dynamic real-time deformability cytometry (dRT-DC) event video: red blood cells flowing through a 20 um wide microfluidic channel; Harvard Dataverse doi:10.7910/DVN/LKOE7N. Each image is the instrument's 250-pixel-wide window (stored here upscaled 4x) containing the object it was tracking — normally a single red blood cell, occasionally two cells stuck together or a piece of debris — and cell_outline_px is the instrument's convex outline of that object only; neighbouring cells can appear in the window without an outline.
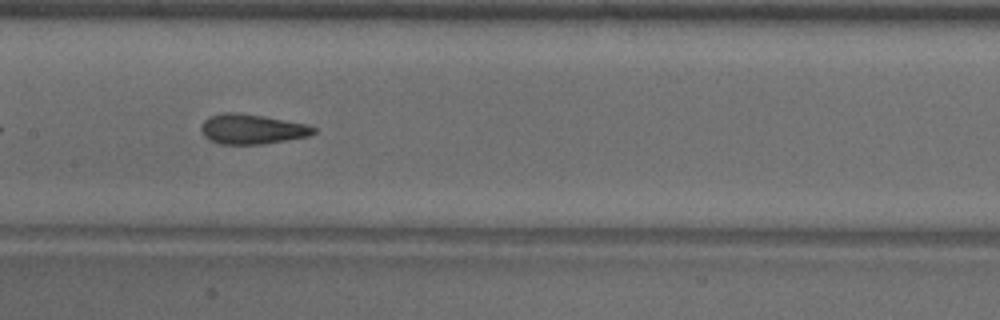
{"species": "common noctule bat (a hibernating species)", "species_latin": "Nyctalus noctula", "temperature_condition": "warm", "stored_images_in_passage": 39, "camera_frame_rate_fps": 3000, "um_per_image_px": 0.085, "animal": {"sex": "male", "body_mass_g": 18.8}, "frame": {"image": 1, "passage_image": 12, "time_ms": 3.667, "image_size_px": [1000, 320], "cell_outline_px": [[316, 132], [308, 136], [260, 144], [220, 144], [208, 140], [204, 136], [200, 128], [204, 120], [212, 116], [224, 112], [236, 112], [264, 116], [308, 124], [316, 128]], "centroid_in_image_um": [21.4, 10.97], "position_along_channel_um": 186.0, "area_um2": 19.54}, "authors_computed_cell_mechanics": {"area_um2": 19.5364, "velocity_mm_per_s": 3.985, "shape_relaxation_time_tau1_ms": 9.2193, "shape_relaxation_time_tau2_ms": 1.5125, "deformation_change_tau1": 0.2047, "deformation_change_tau2": 0.0845}}